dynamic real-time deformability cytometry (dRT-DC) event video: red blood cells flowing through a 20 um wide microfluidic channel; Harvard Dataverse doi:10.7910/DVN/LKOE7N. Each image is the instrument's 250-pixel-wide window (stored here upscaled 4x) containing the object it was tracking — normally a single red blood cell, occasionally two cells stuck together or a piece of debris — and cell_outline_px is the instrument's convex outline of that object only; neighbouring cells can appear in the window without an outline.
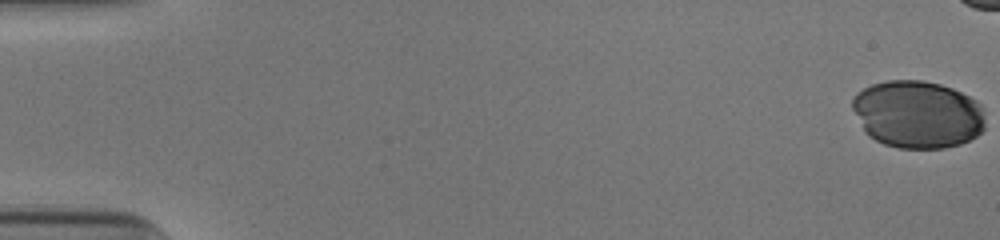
{"species": "human", "species_latin": "Homo sapiens", "temperature_condition": "cold", "stored_images_in_passage": 32, "camera_frame_rate_fps": 3000, "um_per_image_px": 0.085, "donor": {"sex": "male"}, "frame": {"image": 1, "passage_image": 1, "time_ms": 0.0, "image_size_px": [1000, 240], "cell_outline_px": [[984, 128], [976, 136], [960, 144], [944, 148], [900, 148], [884, 144], [868, 136], [864, 132], [852, 108], [852, 96], [856, 92], [872, 84], [888, 80], [924, 80], [940, 84], [952, 88], [976, 100], [980, 104], [984, 112]], "centroid_in_image_um": [77.97, 9.71], "position_along_channel_um": 7.0, "area_um2": 52.6}}